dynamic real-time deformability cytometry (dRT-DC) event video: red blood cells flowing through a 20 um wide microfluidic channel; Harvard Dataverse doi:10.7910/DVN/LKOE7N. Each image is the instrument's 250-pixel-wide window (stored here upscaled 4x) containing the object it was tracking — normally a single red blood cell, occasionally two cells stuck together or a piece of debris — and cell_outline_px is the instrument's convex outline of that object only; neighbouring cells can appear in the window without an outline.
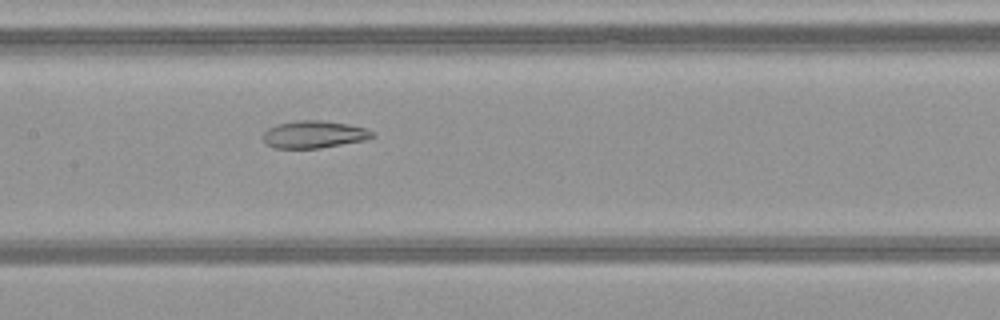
{"species": "common noctule bat (a hibernating species)", "species_latin": "Nyctalus noctula", "temperature_condition": "warm", "stored_images_in_passage": 33, "camera_frame_rate_fps": 3000, "um_per_image_px": 0.085, "animal": {"sex": "female", "body_mass_g": 21.9}, "frame": {"image": 1, "passage_image": 11, "time_ms": 3.333, "image_size_px": [1000, 320], "cell_outline_px": [[376, 136], [364, 140], [320, 148], [272, 148], [264, 140], [264, 132], [268, 128], [276, 124], [296, 120], [324, 120], [348, 124], [368, 128], [376, 132]], "centroid_in_image_um": [26.73, 11.41], "position_along_channel_um": 180.7, "area_um2": 17.57}}
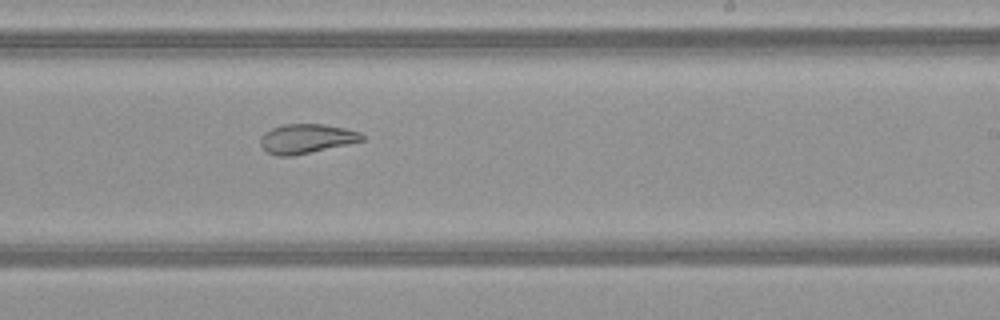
{"frame": {"image": 2, "passage_image": 17, "time_ms": 5.333, "image_size_px": [1000, 320], "cell_outline_px": [[364, 140], [348, 144], [292, 156], [276, 156], [268, 152], [260, 144], [260, 136], [264, 132], [272, 128], [284, 124], [324, 124], [344, 128], [360, 132], [364, 136]], "centroid_in_image_um": [26.03, 11.78], "position_along_channel_um": 263.0, "area_um2": 17.34}}
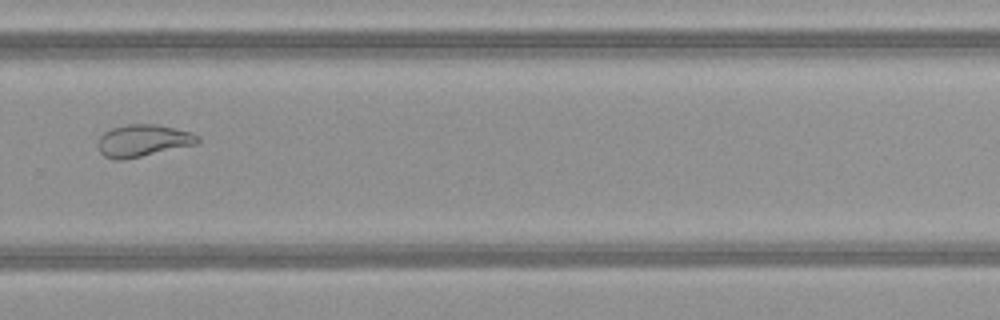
{"frame": {"image": 3, "passage_image": 21, "time_ms": 6.667, "image_size_px": [1000, 320], "cell_outline_px": [[200, 140], [196, 144], [140, 156], [120, 160], [116, 160], [104, 156], [100, 152], [96, 144], [100, 136], [104, 132], [112, 128], [128, 124], [156, 124], [192, 132], [200, 136]], "centroid_in_image_um": [12.14, 11.94], "position_along_channel_um": 317.7, "area_um2": 18.55}, "authors_computed_cell_mechanics": {"area_um2": 18.9006, "velocity_mm_per_s": 4.1263, "shape_relaxation_time_tau1_ms": null, "shape_relaxation_time_tau2_ms": 1.7007, "deformation_change_tau1": null, "deformation_change_tau2": 0.0851}}